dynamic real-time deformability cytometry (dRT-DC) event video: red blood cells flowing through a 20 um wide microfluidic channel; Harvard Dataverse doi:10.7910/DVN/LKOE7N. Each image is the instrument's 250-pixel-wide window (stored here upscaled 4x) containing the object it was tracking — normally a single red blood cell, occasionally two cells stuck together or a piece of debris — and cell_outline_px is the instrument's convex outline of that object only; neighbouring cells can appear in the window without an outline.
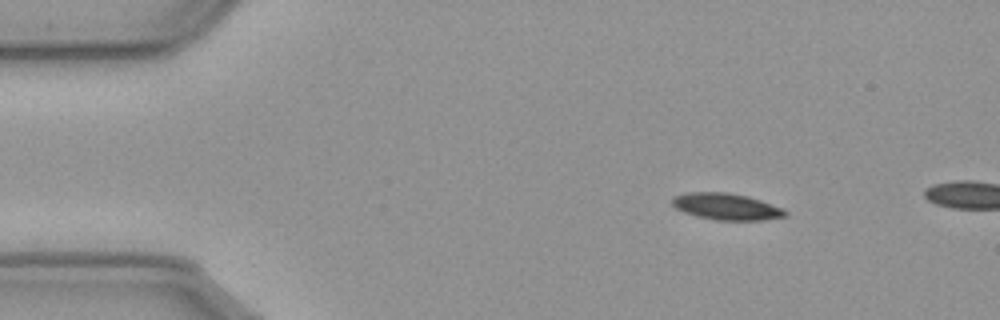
{"species": "common noctule bat (a hibernating species)", "species_latin": "Nyctalus noctula", "temperature_condition": "cold", "stored_images_in_passage": 6, "camera_frame_rate_fps": 3000, "um_per_image_px": 0.085, "animal": {"sex": "male", "body_mass_g": 23.1, "forearm_length_mm": 52.7}, "frame": {"image": 1, "passage_image": 1, "time_ms": 0.0, "image_size_px": [1000, 320], "cell_outline_px": [[788, 216], [764, 220], [716, 220], [684, 212], [676, 208], [672, 204], [672, 196], [688, 192], [724, 192], [748, 196], [784, 208], [788, 212]], "centroid_in_image_um": [61.78, 17.55], "position_along_channel_um": 23.2, "area_um2": 17.51}}